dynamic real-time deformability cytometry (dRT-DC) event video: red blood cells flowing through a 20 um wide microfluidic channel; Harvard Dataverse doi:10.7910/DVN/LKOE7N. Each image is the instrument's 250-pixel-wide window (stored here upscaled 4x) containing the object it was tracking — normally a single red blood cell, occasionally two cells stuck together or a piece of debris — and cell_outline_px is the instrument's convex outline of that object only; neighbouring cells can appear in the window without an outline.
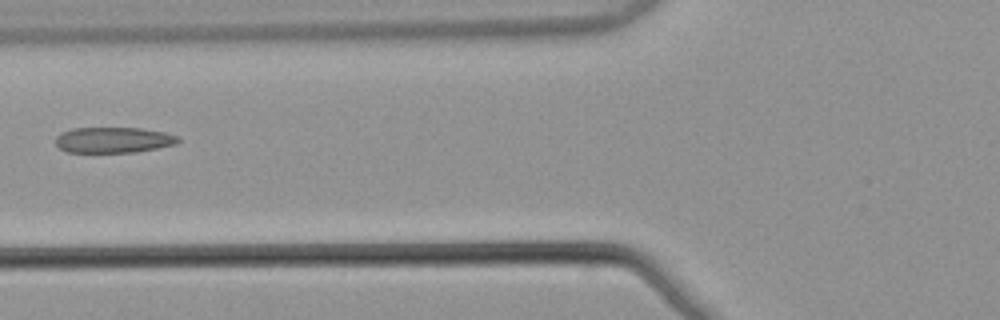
{"species": "common noctule bat (a hibernating species)", "species_latin": "Nyctalus noctula", "temperature_condition": "warm", "stored_images_in_passage": 4, "camera_frame_rate_fps": 3000, "um_per_image_px": 0.085, "animal": {"sex": "male", "body_mass_g": 21.5, "forearm_length_mm": 52.0}, "frame": {"image": 1, "passage_image": 4, "time_ms": 1.0, "image_size_px": [1000, 320], "cell_outline_px": [[180, 140], [176, 144], [136, 152], [68, 152], [60, 148], [56, 144], [56, 136], [60, 132], [72, 128], [140, 128], [164, 132], [180, 136]], "centroid_in_image_um": [9.64, 11.89], "position_along_channel_um": 116.2, "area_um2": 18.38}}